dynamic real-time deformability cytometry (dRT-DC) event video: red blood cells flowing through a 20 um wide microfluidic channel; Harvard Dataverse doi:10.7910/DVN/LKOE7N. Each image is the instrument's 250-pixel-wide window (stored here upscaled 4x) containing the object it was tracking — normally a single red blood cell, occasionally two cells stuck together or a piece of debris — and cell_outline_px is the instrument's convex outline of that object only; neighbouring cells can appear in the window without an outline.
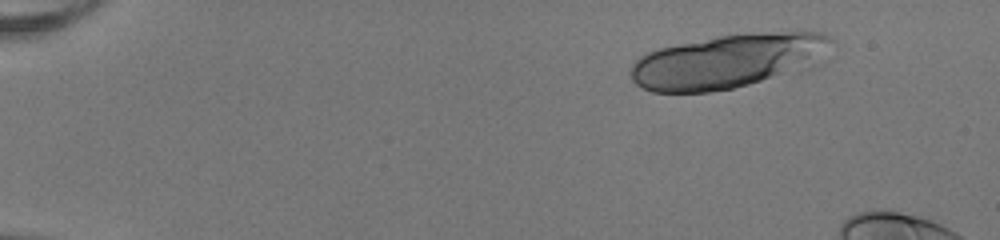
{"species": "human", "species_latin": "Homo sapiens", "temperature_condition": "room temperature", "stored_images_in_passage": 18, "camera_frame_rate_fps": 3000, "um_per_image_px": 0.085, "donor": {"sex": "female"}, "frame": {"image": 1, "passage_image": 7, "time_ms": 2.0, "image_size_px": [1000, 240], "cell_outline_px": [[836, 40], [820, 64], [812, 68], [800, 72], [732, 88], [708, 92], [652, 92], [636, 84], [632, 80], [628, 72], [632, 64], [640, 56], [648, 52], [660, 48], [720, 36], [752, 32], [824, 32], [832, 36]], "centroid_in_image_um": [62.0, 5.19], "position_along_channel_um": 23.0, "area_um2": 64.1}}